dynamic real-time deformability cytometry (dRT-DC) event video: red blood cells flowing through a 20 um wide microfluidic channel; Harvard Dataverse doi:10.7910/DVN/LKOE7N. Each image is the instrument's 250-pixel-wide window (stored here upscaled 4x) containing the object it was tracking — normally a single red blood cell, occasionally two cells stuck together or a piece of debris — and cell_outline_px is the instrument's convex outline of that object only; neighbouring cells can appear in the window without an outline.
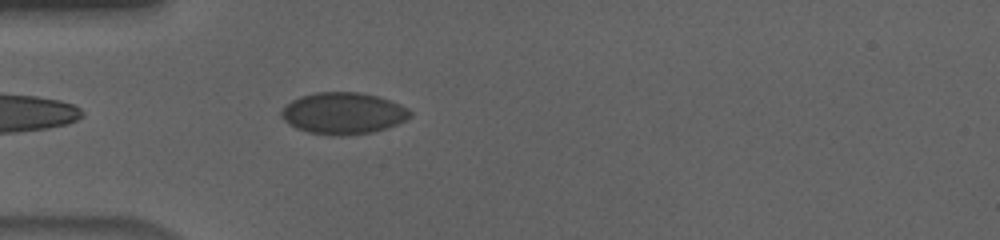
{"species": "human", "species_latin": "Homo sapiens", "temperature_condition": "cold", "stored_images_in_passage": 42, "camera_frame_rate_fps": 3000, "um_per_image_px": 0.085, "donor": {"sex": "male"}, "frame": {"image": 1, "passage_image": 3, "time_ms": 0.667, "image_size_px": [1000, 240], "cell_outline_px": [[412, 116], [388, 128], [372, 132], [340, 136], [336, 136], [308, 132], [296, 128], [288, 124], [280, 116], [280, 112], [292, 100], [300, 96], [316, 92], [356, 92], [376, 96], [400, 104], [408, 108], [412, 112]], "centroid_in_image_um": [29.16, 9.63], "position_along_channel_um": 55.8, "area_um2": 31.15}}
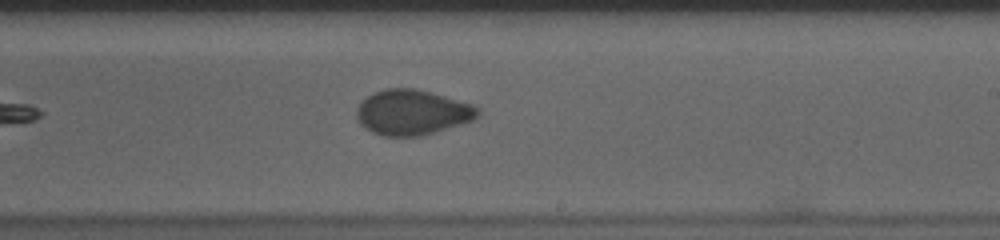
{"frame": {"image": 2, "passage_image": 20, "time_ms": 6.333, "image_size_px": [1000, 240], "cell_outline_px": [[480, 116], [472, 120], [436, 132], [420, 136], [384, 136], [372, 132], [360, 124], [356, 116], [356, 108], [368, 96], [376, 92], [388, 88], [416, 88], [432, 92], [476, 104], [480, 108]], "centroid_in_image_um": [35.09, 9.54], "position_along_channel_um": 253.9, "area_um2": 32.14}}
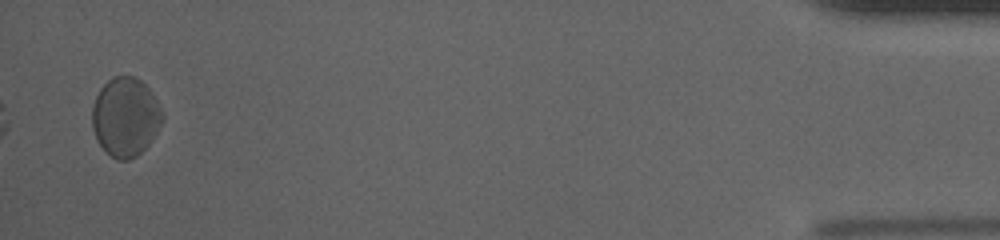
{"frame": {"image": 3, "passage_image": 41, "time_ms": 13.333, "image_size_px": [1000, 240], "cell_outline_px": [[164, 116], [160, 124], [148, 144], [136, 156], [128, 160], [116, 160], [96, 140], [92, 128], [92, 104], [100, 88], [112, 76], [136, 76], [152, 92], [164, 112]], "centroid_in_image_um": [10.65, 9.91], "position_along_channel_um": 424.6, "area_um2": 32.25}, "authors_computed_cell_mechanics": {"area_um2": 31.5588, "velocity_mm_per_s": 3.6239, "shape_relaxation_time_tau1_ms": null, "shape_relaxation_time_tau2_ms": 1.6009, "deformation_change_tau1": null, "deformation_change_tau2": 0.036}}